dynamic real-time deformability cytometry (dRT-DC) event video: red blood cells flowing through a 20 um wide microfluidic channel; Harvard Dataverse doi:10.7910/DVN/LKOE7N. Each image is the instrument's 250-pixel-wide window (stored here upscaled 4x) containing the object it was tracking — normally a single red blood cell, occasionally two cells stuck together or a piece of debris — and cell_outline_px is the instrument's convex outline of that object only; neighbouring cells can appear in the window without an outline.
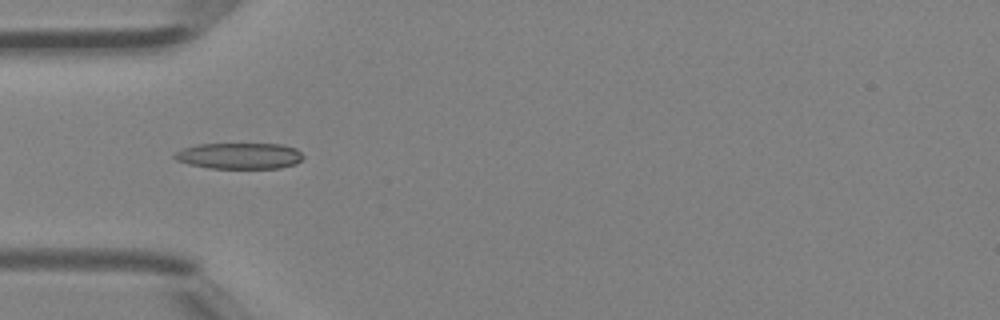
{"species": "Egyptian fruit bat (a non-hibernating species)", "species_latin": "Rousettus aegyptiacus", "temperature_condition": "room temperature", "stored_images_in_passage": 6, "camera_frame_rate_fps": 3000, "um_per_image_px": 0.085, "animal": {"sex": "female"}, "frame": {"image": 1, "passage_image": 5, "time_ms": 1.333, "image_size_px": [1000, 320], "cell_outline_px": [[304, 156], [296, 164], [280, 168], [208, 168], [188, 164], [176, 160], [172, 156], [180, 148], [196, 144], [280, 144], [296, 148]], "centroid_in_image_um": [20.31, 13.24], "position_along_channel_um": 64.7, "area_um2": 19.71}}
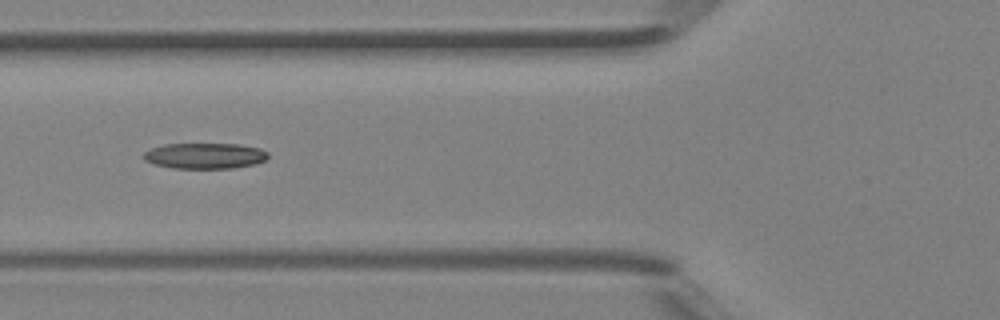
{"frame": {"image": 2, "passage_image": 6, "time_ms": 1.667, "image_size_px": [1000, 320], "cell_outline_px": [[268, 156], [264, 160], [256, 164], [232, 168], [172, 168], [156, 164], [144, 160], [140, 156], [144, 152], [152, 148], [164, 144], [240, 144], [260, 148], [268, 152]], "centroid_in_image_um": [17.4, 13.24], "position_along_channel_um": 108.4, "area_um2": 18.73}}